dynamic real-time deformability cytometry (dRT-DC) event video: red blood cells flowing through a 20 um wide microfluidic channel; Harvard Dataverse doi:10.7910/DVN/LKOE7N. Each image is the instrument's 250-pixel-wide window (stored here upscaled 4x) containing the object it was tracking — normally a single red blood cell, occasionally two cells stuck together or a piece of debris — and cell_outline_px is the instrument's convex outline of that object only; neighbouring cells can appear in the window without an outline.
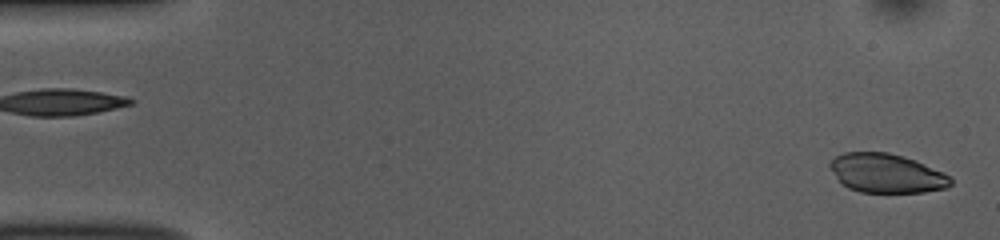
{"species": "common noctule bat (a hibernating species)", "species_latin": "Nyctalus noctula", "temperature_condition": "room temperature", "stored_images_in_passage": 48, "camera_frame_rate_fps": 3000, "um_per_image_px": 0.085, "animal": {"sex": "female", "body_mass_g": 10.0, "forearm_length_mm": 53.1}, "frame": {"image": 1, "passage_image": 1, "time_ms": 0.0, "image_size_px": [1000, 240], "cell_outline_px": [[952, 184], [948, 188], [924, 192], [860, 192], [848, 188], [840, 184], [828, 168], [828, 164], [836, 156], [844, 152], [888, 152], [904, 156], [916, 160], [944, 172], [952, 180]], "centroid_in_image_um": [75.33, 14.73], "position_along_channel_um": 9.7, "area_um2": 27.86}}
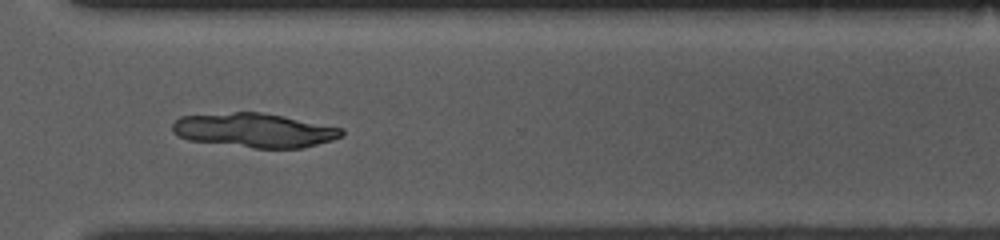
{"frame": {"image": 2, "passage_image": 38, "time_ms": 12.333, "image_size_px": [1000, 240], "cell_outline_px": [[344, 136], [332, 140], [304, 148], [256, 148], [188, 140], [172, 132], [172, 124], [180, 116], [236, 112], [260, 112], [284, 116], [344, 128]], "centroid_in_image_um": [21.66, 11.07], "position_along_channel_um": 348.9, "area_um2": 33.76}}
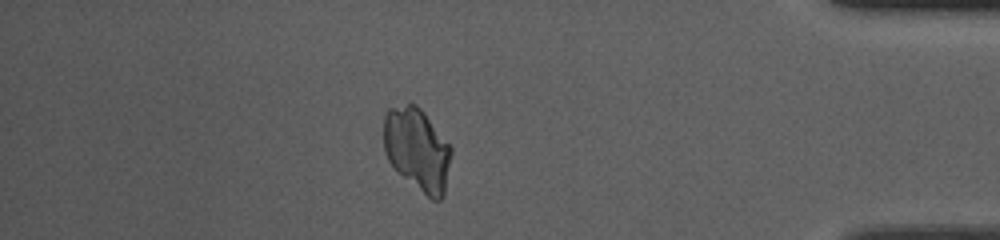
{"frame": {"image": 3, "passage_image": 45, "time_ms": 14.667, "image_size_px": [1000, 240], "cell_outline_px": [[452, 152], [444, 196], [440, 200], [432, 200], [396, 172], [392, 168], [384, 152], [384, 116], [388, 108], [408, 104], [416, 104], [424, 112], [452, 148]], "centroid_in_image_um": [35.45, 12.72], "position_along_channel_um": 399.7, "area_um2": 32.77}}